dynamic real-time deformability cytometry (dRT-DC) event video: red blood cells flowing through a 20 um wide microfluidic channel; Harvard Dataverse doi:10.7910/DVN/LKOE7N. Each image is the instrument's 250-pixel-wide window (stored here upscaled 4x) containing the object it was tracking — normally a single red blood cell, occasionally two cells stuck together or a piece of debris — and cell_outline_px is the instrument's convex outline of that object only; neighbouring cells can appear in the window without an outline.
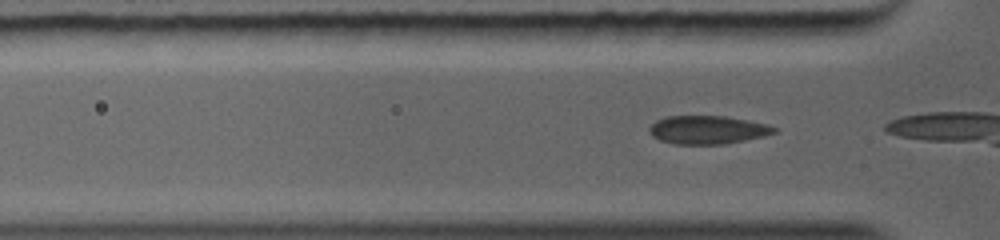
{"species": "common noctule bat (a hibernating species)", "species_latin": "Nyctalus noctula", "temperature_condition": "warm", "stored_images_in_passage": 11, "camera_frame_rate_fps": 5000, "um_per_image_px": 0.085, "animal": {"sex": "female", "body_mass_g": 19.0, "forearm_length_mm": 56.7}, "frame": {"image": 1, "passage_image": 2, "time_ms": 0.2, "image_size_px": [1000, 240], "cell_outline_px": [[776, 128], [772, 132], [760, 136], [744, 140], [724, 144], [672, 144], [660, 140], [652, 136], [652, 124], [668, 116], [720, 116], [760, 124]], "centroid_in_image_um": [60.04, 11.05], "position_along_channel_um": 65.8, "area_um2": 19.54}}
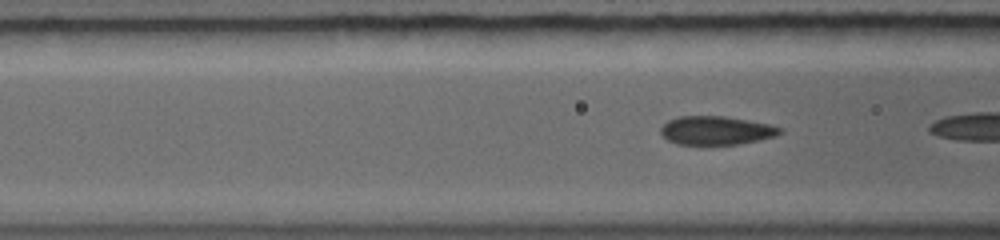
{"frame": {"image": 2, "passage_image": 6, "time_ms": 1.0, "image_size_px": [1000, 240], "cell_outline_px": [[780, 132], [772, 136], [740, 144], [708, 148], [704, 148], [676, 144], [668, 140], [664, 136], [664, 124], [672, 120], [684, 116], [716, 116], [764, 124], [780, 128]], "centroid_in_image_um": [60.79, 11.17], "position_along_channel_um": 105.8, "area_um2": 19.59}}